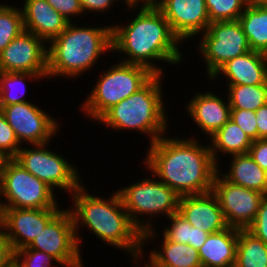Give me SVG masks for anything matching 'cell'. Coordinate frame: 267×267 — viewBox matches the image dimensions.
Here are the masks:
<instances>
[{"label": "cell", "instance_id": "cell-47", "mask_svg": "<svg viewBox=\"0 0 267 267\" xmlns=\"http://www.w3.org/2000/svg\"><path fill=\"white\" fill-rule=\"evenodd\" d=\"M144 267H171V266H144Z\"/></svg>", "mask_w": 267, "mask_h": 267}, {"label": "cell", "instance_id": "cell-17", "mask_svg": "<svg viewBox=\"0 0 267 267\" xmlns=\"http://www.w3.org/2000/svg\"><path fill=\"white\" fill-rule=\"evenodd\" d=\"M178 213L192 226L209 234L223 231L229 227L219 201L212 191L180 196Z\"/></svg>", "mask_w": 267, "mask_h": 267}, {"label": "cell", "instance_id": "cell-32", "mask_svg": "<svg viewBox=\"0 0 267 267\" xmlns=\"http://www.w3.org/2000/svg\"><path fill=\"white\" fill-rule=\"evenodd\" d=\"M21 147L13 128L0 111V149L10 158H14Z\"/></svg>", "mask_w": 267, "mask_h": 267}, {"label": "cell", "instance_id": "cell-35", "mask_svg": "<svg viewBox=\"0 0 267 267\" xmlns=\"http://www.w3.org/2000/svg\"><path fill=\"white\" fill-rule=\"evenodd\" d=\"M247 230L267 244V196L262 199L256 218Z\"/></svg>", "mask_w": 267, "mask_h": 267}, {"label": "cell", "instance_id": "cell-24", "mask_svg": "<svg viewBox=\"0 0 267 267\" xmlns=\"http://www.w3.org/2000/svg\"><path fill=\"white\" fill-rule=\"evenodd\" d=\"M210 151L214 162L218 165L216 157L218 152L228 155L245 154L252 145L251 138L231 119H229L210 138Z\"/></svg>", "mask_w": 267, "mask_h": 267}, {"label": "cell", "instance_id": "cell-25", "mask_svg": "<svg viewBox=\"0 0 267 267\" xmlns=\"http://www.w3.org/2000/svg\"><path fill=\"white\" fill-rule=\"evenodd\" d=\"M238 21L250 49L263 53L267 48V6H246Z\"/></svg>", "mask_w": 267, "mask_h": 267}, {"label": "cell", "instance_id": "cell-44", "mask_svg": "<svg viewBox=\"0 0 267 267\" xmlns=\"http://www.w3.org/2000/svg\"><path fill=\"white\" fill-rule=\"evenodd\" d=\"M125 3H126V6H127L128 10H131V9L134 10L135 6H136V8H135V10H136L139 7V5L134 0H124V4Z\"/></svg>", "mask_w": 267, "mask_h": 267}, {"label": "cell", "instance_id": "cell-23", "mask_svg": "<svg viewBox=\"0 0 267 267\" xmlns=\"http://www.w3.org/2000/svg\"><path fill=\"white\" fill-rule=\"evenodd\" d=\"M162 239L160 250H150L149 260L144 266L202 267L198 250L194 247L169 241L164 236Z\"/></svg>", "mask_w": 267, "mask_h": 267}, {"label": "cell", "instance_id": "cell-4", "mask_svg": "<svg viewBox=\"0 0 267 267\" xmlns=\"http://www.w3.org/2000/svg\"><path fill=\"white\" fill-rule=\"evenodd\" d=\"M73 22L48 44V79L84 75L102 54L112 52V25L81 27Z\"/></svg>", "mask_w": 267, "mask_h": 267}, {"label": "cell", "instance_id": "cell-40", "mask_svg": "<svg viewBox=\"0 0 267 267\" xmlns=\"http://www.w3.org/2000/svg\"><path fill=\"white\" fill-rule=\"evenodd\" d=\"M208 235H209V233L192 226L188 222V234H187V244L188 245H190V246L194 247L196 250H198L204 244Z\"/></svg>", "mask_w": 267, "mask_h": 267}, {"label": "cell", "instance_id": "cell-31", "mask_svg": "<svg viewBox=\"0 0 267 267\" xmlns=\"http://www.w3.org/2000/svg\"><path fill=\"white\" fill-rule=\"evenodd\" d=\"M54 261L60 264L53 256L27 246L13 252V267H51Z\"/></svg>", "mask_w": 267, "mask_h": 267}, {"label": "cell", "instance_id": "cell-39", "mask_svg": "<svg viewBox=\"0 0 267 267\" xmlns=\"http://www.w3.org/2000/svg\"><path fill=\"white\" fill-rule=\"evenodd\" d=\"M83 13L86 14L85 12H106L107 9L109 10L110 7L113 6V2L117 3L118 1L116 0H79Z\"/></svg>", "mask_w": 267, "mask_h": 267}, {"label": "cell", "instance_id": "cell-1", "mask_svg": "<svg viewBox=\"0 0 267 267\" xmlns=\"http://www.w3.org/2000/svg\"><path fill=\"white\" fill-rule=\"evenodd\" d=\"M144 162L150 174L172 188L179 196L212 191L218 171L210 146L198 138L161 136L150 144Z\"/></svg>", "mask_w": 267, "mask_h": 267}, {"label": "cell", "instance_id": "cell-28", "mask_svg": "<svg viewBox=\"0 0 267 267\" xmlns=\"http://www.w3.org/2000/svg\"><path fill=\"white\" fill-rule=\"evenodd\" d=\"M228 89L226 99L231 109L256 111L267 103V83L261 85H228Z\"/></svg>", "mask_w": 267, "mask_h": 267}, {"label": "cell", "instance_id": "cell-10", "mask_svg": "<svg viewBox=\"0 0 267 267\" xmlns=\"http://www.w3.org/2000/svg\"><path fill=\"white\" fill-rule=\"evenodd\" d=\"M201 35L198 50L206 62L209 80L228 61L251 50L238 20L211 22Z\"/></svg>", "mask_w": 267, "mask_h": 267}, {"label": "cell", "instance_id": "cell-3", "mask_svg": "<svg viewBox=\"0 0 267 267\" xmlns=\"http://www.w3.org/2000/svg\"><path fill=\"white\" fill-rule=\"evenodd\" d=\"M84 187L82 182L70 196L74 204L69 209L73 216L78 244L83 240L78 233L79 226H85L109 246L126 250L125 252L134 257V263H137L134 265H139L140 257L145 254L143 233L130 220L119 192L116 191L105 199L91 195Z\"/></svg>", "mask_w": 267, "mask_h": 267}, {"label": "cell", "instance_id": "cell-19", "mask_svg": "<svg viewBox=\"0 0 267 267\" xmlns=\"http://www.w3.org/2000/svg\"><path fill=\"white\" fill-rule=\"evenodd\" d=\"M20 9H22L24 30L43 39L47 44L69 23L46 0H24V6Z\"/></svg>", "mask_w": 267, "mask_h": 267}, {"label": "cell", "instance_id": "cell-5", "mask_svg": "<svg viewBox=\"0 0 267 267\" xmlns=\"http://www.w3.org/2000/svg\"><path fill=\"white\" fill-rule=\"evenodd\" d=\"M161 77L154 75L137 92L108 109L97 122L113 130H135L148 134L150 144L166 135L169 122L162 99Z\"/></svg>", "mask_w": 267, "mask_h": 267}, {"label": "cell", "instance_id": "cell-20", "mask_svg": "<svg viewBox=\"0 0 267 267\" xmlns=\"http://www.w3.org/2000/svg\"><path fill=\"white\" fill-rule=\"evenodd\" d=\"M225 76L228 85H261L267 83V62L263 53L250 50L224 64L210 80Z\"/></svg>", "mask_w": 267, "mask_h": 267}, {"label": "cell", "instance_id": "cell-11", "mask_svg": "<svg viewBox=\"0 0 267 267\" xmlns=\"http://www.w3.org/2000/svg\"><path fill=\"white\" fill-rule=\"evenodd\" d=\"M79 246L72 213L62 208L27 247L53 256L64 267H76L84 266Z\"/></svg>", "mask_w": 267, "mask_h": 267}, {"label": "cell", "instance_id": "cell-41", "mask_svg": "<svg viewBox=\"0 0 267 267\" xmlns=\"http://www.w3.org/2000/svg\"><path fill=\"white\" fill-rule=\"evenodd\" d=\"M255 113L258 139H267V103L256 110Z\"/></svg>", "mask_w": 267, "mask_h": 267}, {"label": "cell", "instance_id": "cell-16", "mask_svg": "<svg viewBox=\"0 0 267 267\" xmlns=\"http://www.w3.org/2000/svg\"><path fill=\"white\" fill-rule=\"evenodd\" d=\"M154 5L181 42L204 33L210 24L205 0H156Z\"/></svg>", "mask_w": 267, "mask_h": 267}, {"label": "cell", "instance_id": "cell-43", "mask_svg": "<svg viewBox=\"0 0 267 267\" xmlns=\"http://www.w3.org/2000/svg\"><path fill=\"white\" fill-rule=\"evenodd\" d=\"M246 6H267V0H244Z\"/></svg>", "mask_w": 267, "mask_h": 267}, {"label": "cell", "instance_id": "cell-42", "mask_svg": "<svg viewBox=\"0 0 267 267\" xmlns=\"http://www.w3.org/2000/svg\"><path fill=\"white\" fill-rule=\"evenodd\" d=\"M10 159L11 158L0 149V175H1L2 170L5 168L6 163Z\"/></svg>", "mask_w": 267, "mask_h": 267}, {"label": "cell", "instance_id": "cell-27", "mask_svg": "<svg viewBox=\"0 0 267 267\" xmlns=\"http://www.w3.org/2000/svg\"><path fill=\"white\" fill-rule=\"evenodd\" d=\"M30 78L32 80L44 79L41 74L28 72H0V110L4 106L13 105L16 103L30 102L26 100L24 96L26 94L25 79L27 82L28 79L30 81ZM18 89L23 90L21 91L22 94L20 92L21 95L19 94Z\"/></svg>", "mask_w": 267, "mask_h": 267}, {"label": "cell", "instance_id": "cell-8", "mask_svg": "<svg viewBox=\"0 0 267 267\" xmlns=\"http://www.w3.org/2000/svg\"><path fill=\"white\" fill-rule=\"evenodd\" d=\"M58 207L55 191L50 186L25 170L13 158L6 163L0 175V208Z\"/></svg>", "mask_w": 267, "mask_h": 267}, {"label": "cell", "instance_id": "cell-26", "mask_svg": "<svg viewBox=\"0 0 267 267\" xmlns=\"http://www.w3.org/2000/svg\"><path fill=\"white\" fill-rule=\"evenodd\" d=\"M235 264L238 267H267V244L247 229H238Z\"/></svg>", "mask_w": 267, "mask_h": 267}, {"label": "cell", "instance_id": "cell-37", "mask_svg": "<svg viewBox=\"0 0 267 267\" xmlns=\"http://www.w3.org/2000/svg\"><path fill=\"white\" fill-rule=\"evenodd\" d=\"M248 154L267 172V139H258L252 142Z\"/></svg>", "mask_w": 267, "mask_h": 267}, {"label": "cell", "instance_id": "cell-22", "mask_svg": "<svg viewBox=\"0 0 267 267\" xmlns=\"http://www.w3.org/2000/svg\"><path fill=\"white\" fill-rule=\"evenodd\" d=\"M230 160V171L222 175L227 181L267 196V172L248 153L232 155Z\"/></svg>", "mask_w": 267, "mask_h": 267}, {"label": "cell", "instance_id": "cell-30", "mask_svg": "<svg viewBox=\"0 0 267 267\" xmlns=\"http://www.w3.org/2000/svg\"><path fill=\"white\" fill-rule=\"evenodd\" d=\"M211 22L236 21L246 7L244 0H205Z\"/></svg>", "mask_w": 267, "mask_h": 267}, {"label": "cell", "instance_id": "cell-45", "mask_svg": "<svg viewBox=\"0 0 267 267\" xmlns=\"http://www.w3.org/2000/svg\"><path fill=\"white\" fill-rule=\"evenodd\" d=\"M138 5H154L156 0H134ZM140 1V2H139ZM140 3V4H139Z\"/></svg>", "mask_w": 267, "mask_h": 267}, {"label": "cell", "instance_id": "cell-29", "mask_svg": "<svg viewBox=\"0 0 267 267\" xmlns=\"http://www.w3.org/2000/svg\"><path fill=\"white\" fill-rule=\"evenodd\" d=\"M24 31L21 9L0 4V52Z\"/></svg>", "mask_w": 267, "mask_h": 267}, {"label": "cell", "instance_id": "cell-14", "mask_svg": "<svg viewBox=\"0 0 267 267\" xmlns=\"http://www.w3.org/2000/svg\"><path fill=\"white\" fill-rule=\"evenodd\" d=\"M24 30L0 52V72H28L47 78L48 46Z\"/></svg>", "mask_w": 267, "mask_h": 267}, {"label": "cell", "instance_id": "cell-21", "mask_svg": "<svg viewBox=\"0 0 267 267\" xmlns=\"http://www.w3.org/2000/svg\"><path fill=\"white\" fill-rule=\"evenodd\" d=\"M237 241L238 229L234 227L209 234L198 249L202 267H228L235 264Z\"/></svg>", "mask_w": 267, "mask_h": 267}, {"label": "cell", "instance_id": "cell-18", "mask_svg": "<svg viewBox=\"0 0 267 267\" xmlns=\"http://www.w3.org/2000/svg\"><path fill=\"white\" fill-rule=\"evenodd\" d=\"M186 105V111L207 138L215 134L229 119L231 107L229 102L212 91L195 93Z\"/></svg>", "mask_w": 267, "mask_h": 267}, {"label": "cell", "instance_id": "cell-36", "mask_svg": "<svg viewBox=\"0 0 267 267\" xmlns=\"http://www.w3.org/2000/svg\"><path fill=\"white\" fill-rule=\"evenodd\" d=\"M57 12H59L69 22L73 16L83 14L79 0H46Z\"/></svg>", "mask_w": 267, "mask_h": 267}, {"label": "cell", "instance_id": "cell-13", "mask_svg": "<svg viewBox=\"0 0 267 267\" xmlns=\"http://www.w3.org/2000/svg\"><path fill=\"white\" fill-rule=\"evenodd\" d=\"M20 144H45L59 128L58 121L30 102L4 106L1 110Z\"/></svg>", "mask_w": 267, "mask_h": 267}, {"label": "cell", "instance_id": "cell-6", "mask_svg": "<svg viewBox=\"0 0 267 267\" xmlns=\"http://www.w3.org/2000/svg\"><path fill=\"white\" fill-rule=\"evenodd\" d=\"M118 192L130 220L143 233V244L158 236L155 235L157 232L152 226V220L142 221L139 215L152 217L155 214L156 217L162 213L161 215L168 218L178 212L180 196L156 177H145L141 181L120 188Z\"/></svg>", "mask_w": 267, "mask_h": 267}, {"label": "cell", "instance_id": "cell-34", "mask_svg": "<svg viewBox=\"0 0 267 267\" xmlns=\"http://www.w3.org/2000/svg\"><path fill=\"white\" fill-rule=\"evenodd\" d=\"M168 218L171 223L163 229L162 236L172 242L187 244L188 221L178 212Z\"/></svg>", "mask_w": 267, "mask_h": 267}, {"label": "cell", "instance_id": "cell-7", "mask_svg": "<svg viewBox=\"0 0 267 267\" xmlns=\"http://www.w3.org/2000/svg\"><path fill=\"white\" fill-rule=\"evenodd\" d=\"M118 62L99 75L81 104V111L96 122L108 109L137 92L155 75L144 66Z\"/></svg>", "mask_w": 267, "mask_h": 267}, {"label": "cell", "instance_id": "cell-9", "mask_svg": "<svg viewBox=\"0 0 267 267\" xmlns=\"http://www.w3.org/2000/svg\"><path fill=\"white\" fill-rule=\"evenodd\" d=\"M47 146H50L49 142L33 144L32 149L21 147L13 159L53 190L61 188L69 191L68 193L71 195L82 184L77 166Z\"/></svg>", "mask_w": 267, "mask_h": 267}, {"label": "cell", "instance_id": "cell-2", "mask_svg": "<svg viewBox=\"0 0 267 267\" xmlns=\"http://www.w3.org/2000/svg\"><path fill=\"white\" fill-rule=\"evenodd\" d=\"M128 25H112V52L125 54L121 62L141 65L155 75L163 69L154 61L169 65L183 62L179 44L183 43L172 32L169 22L155 5H142Z\"/></svg>", "mask_w": 267, "mask_h": 267}, {"label": "cell", "instance_id": "cell-46", "mask_svg": "<svg viewBox=\"0 0 267 267\" xmlns=\"http://www.w3.org/2000/svg\"><path fill=\"white\" fill-rule=\"evenodd\" d=\"M263 56H264L265 61L267 62V48L263 52Z\"/></svg>", "mask_w": 267, "mask_h": 267}, {"label": "cell", "instance_id": "cell-12", "mask_svg": "<svg viewBox=\"0 0 267 267\" xmlns=\"http://www.w3.org/2000/svg\"><path fill=\"white\" fill-rule=\"evenodd\" d=\"M222 174L219 168L213 179L212 192L219 201L228 226L247 229L254 222L265 195L230 183Z\"/></svg>", "mask_w": 267, "mask_h": 267}, {"label": "cell", "instance_id": "cell-33", "mask_svg": "<svg viewBox=\"0 0 267 267\" xmlns=\"http://www.w3.org/2000/svg\"><path fill=\"white\" fill-rule=\"evenodd\" d=\"M230 119L237 124L251 138L252 141L258 140L255 111L231 109Z\"/></svg>", "mask_w": 267, "mask_h": 267}, {"label": "cell", "instance_id": "cell-38", "mask_svg": "<svg viewBox=\"0 0 267 267\" xmlns=\"http://www.w3.org/2000/svg\"><path fill=\"white\" fill-rule=\"evenodd\" d=\"M0 267H13V252L3 228L0 226Z\"/></svg>", "mask_w": 267, "mask_h": 267}, {"label": "cell", "instance_id": "cell-48", "mask_svg": "<svg viewBox=\"0 0 267 267\" xmlns=\"http://www.w3.org/2000/svg\"><path fill=\"white\" fill-rule=\"evenodd\" d=\"M228 267H238L236 264L230 265Z\"/></svg>", "mask_w": 267, "mask_h": 267}, {"label": "cell", "instance_id": "cell-15", "mask_svg": "<svg viewBox=\"0 0 267 267\" xmlns=\"http://www.w3.org/2000/svg\"><path fill=\"white\" fill-rule=\"evenodd\" d=\"M60 211V207L0 208V226L5 232L12 252L28 246Z\"/></svg>", "mask_w": 267, "mask_h": 267}]
</instances>
